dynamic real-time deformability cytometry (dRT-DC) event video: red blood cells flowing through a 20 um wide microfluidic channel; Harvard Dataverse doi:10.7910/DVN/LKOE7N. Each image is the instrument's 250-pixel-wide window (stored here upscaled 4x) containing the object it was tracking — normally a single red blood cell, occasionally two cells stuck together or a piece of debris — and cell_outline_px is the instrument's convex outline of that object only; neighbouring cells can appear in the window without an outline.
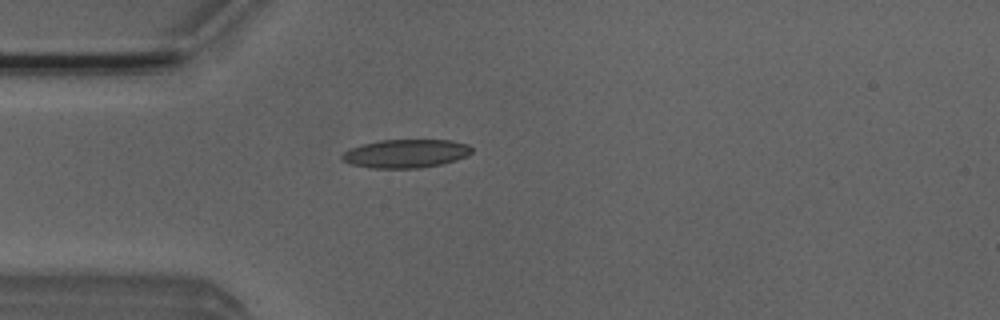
{"species": "Egyptian fruit bat (a non-hibernating species)", "species_latin": "Rousettus aegyptiacus", "temperature_condition": "room temperature", "stored_images_in_passage": 6, "camera_frame_rate_fps": 3000, "um_per_image_px": 0.085, "animal": {"sex": "male"}, "frame": {"image": 1, "passage_image": 3, "time_ms": 0.667, "image_size_px": [1000, 320], "cell_outline_px": [[472, 152], [468, 156], [456, 160], [440, 164], [420, 168], [372, 168], [352, 164], [344, 160], [340, 156], [344, 152], [360, 144], [380, 140], [452, 140], [468, 144], [472, 148]], "centroid_in_image_um": [34.53, 13.04], "position_along_channel_um": 50.5, "area_um2": 21.5}}